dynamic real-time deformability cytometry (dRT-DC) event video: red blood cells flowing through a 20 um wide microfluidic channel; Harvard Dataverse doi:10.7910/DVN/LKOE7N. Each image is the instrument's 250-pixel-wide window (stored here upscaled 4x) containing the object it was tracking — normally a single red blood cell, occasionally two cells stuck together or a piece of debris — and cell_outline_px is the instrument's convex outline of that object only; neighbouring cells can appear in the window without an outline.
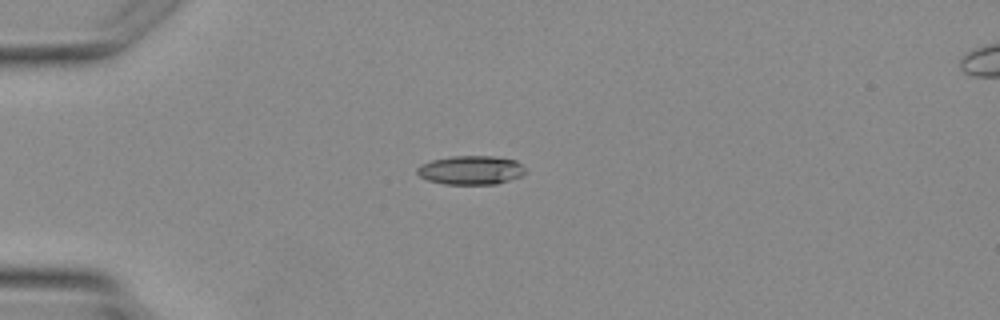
{"species": "Egyptian fruit bat (a non-hibernating species)", "species_latin": "Rousettus aegyptiacus", "temperature_condition": "warm", "stored_images_in_passage": 4, "camera_frame_rate_fps": 3000, "um_per_image_px": 0.085, "animal": {"sex": "female"}, "frame": {"image": 1, "passage_image": 3, "time_ms": 2.333, "image_size_px": [1000, 320], "cell_outline_px": [[528, 172], [520, 176], [496, 184], [444, 184], [428, 180], [420, 176], [416, 172], [416, 168], [420, 164], [432, 160], [452, 156], [492, 156], [516, 160], [528, 168]], "centroid_in_image_um": [40.05, 14.45], "position_along_channel_um": 44.9, "area_um2": 18.38}}